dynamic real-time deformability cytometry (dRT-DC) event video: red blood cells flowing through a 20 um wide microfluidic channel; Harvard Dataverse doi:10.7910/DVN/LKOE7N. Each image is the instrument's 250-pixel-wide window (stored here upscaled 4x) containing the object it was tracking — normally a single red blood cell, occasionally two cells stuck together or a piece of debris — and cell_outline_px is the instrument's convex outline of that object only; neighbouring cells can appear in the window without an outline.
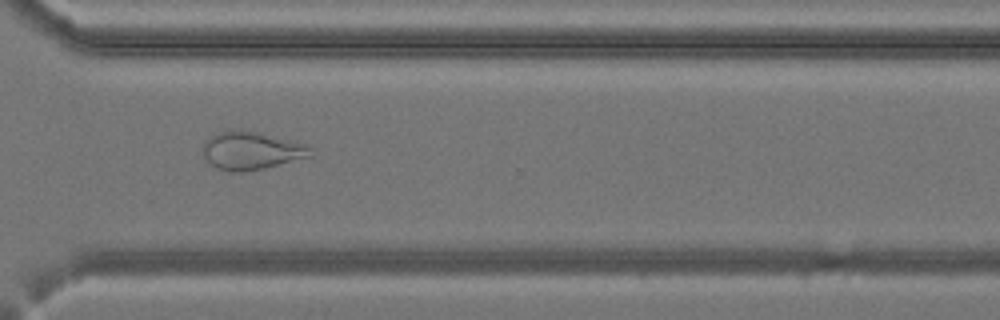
{"species": "common noctule bat (a hibernating species)", "species_latin": "Nyctalus noctula", "temperature_condition": "cold", "stored_images_in_passage": 40, "camera_frame_rate_fps": 3000, "um_per_image_px": 0.085, "animal": {"sex": "female", "body_mass_g": 24.6, "forearm_length_mm": 56.2}, "frame": {"image": 1, "passage_image": 29, "time_ms": 9.333, "image_size_px": [1000, 320], "cell_outline_px": [[312, 156], [264, 168], [244, 172], [228, 172], [216, 168], [204, 156], [204, 144], [208, 136], [220, 132], [260, 132], [292, 140], [304, 144], [312, 148]], "centroid_in_image_um": [21.39, 12.83], "position_along_channel_um": 349.2, "area_um2": 23.41}}